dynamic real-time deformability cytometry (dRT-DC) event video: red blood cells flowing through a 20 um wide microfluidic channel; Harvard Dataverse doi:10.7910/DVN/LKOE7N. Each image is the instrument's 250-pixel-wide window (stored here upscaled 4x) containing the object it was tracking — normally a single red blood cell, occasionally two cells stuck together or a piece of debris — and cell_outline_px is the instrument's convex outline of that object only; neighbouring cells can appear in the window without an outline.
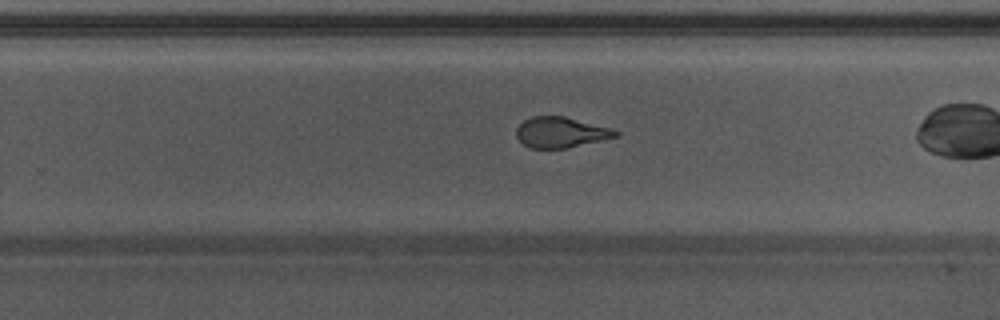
{"species": "Egyptian fruit bat (a non-hibernating species)", "species_latin": "Rousettus aegyptiacus", "temperature_condition": "warm", "stored_images_in_passage": 30, "camera_frame_rate_fps": 3000, "um_per_image_px": 0.085, "animal": {"sex": "male"}, "frame": {"image": 1, "passage_image": 22, "time_ms": 7.0, "image_size_px": [1000, 320], "cell_outline_px": [[620, 136], [568, 148], [532, 148], [524, 144], [516, 136], [516, 128], [524, 120], [532, 116], [564, 116], [612, 128], [620, 132]], "centroid_in_image_um": [47.7, 11.24], "position_along_channel_um": 282.1, "area_um2": 17.74}}